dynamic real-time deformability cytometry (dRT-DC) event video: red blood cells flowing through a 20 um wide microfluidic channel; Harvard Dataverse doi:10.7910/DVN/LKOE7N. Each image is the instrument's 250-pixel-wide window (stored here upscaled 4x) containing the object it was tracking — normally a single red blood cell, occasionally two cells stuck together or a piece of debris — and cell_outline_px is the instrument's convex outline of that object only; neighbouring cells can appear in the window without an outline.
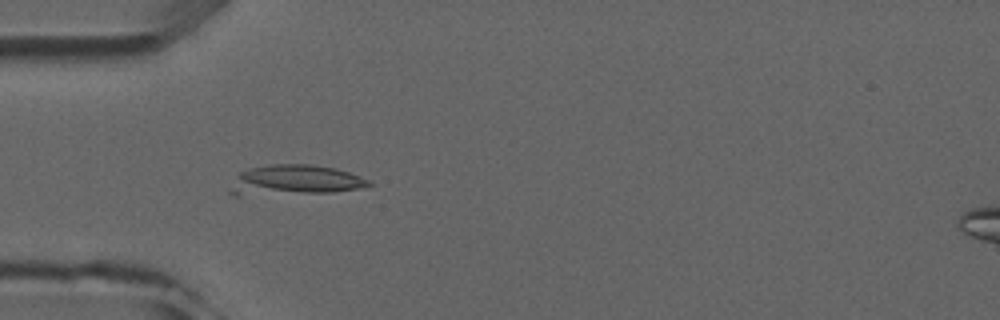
{"species": "common noctule bat (a hibernating species)", "species_latin": "Nyctalus noctula", "temperature_condition": "room temperature", "stored_images_in_passage": 7, "camera_frame_rate_fps": 3000, "um_per_image_px": 0.085, "animal": {"sex": "male", "forearm_length_mm": 52.5}, "frame": {"image": 1, "passage_image": 5, "time_ms": 4.667, "image_size_px": [1000, 320], "cell_outline_px": [[372, 184], [356, 188], [332, 192], [236, 196], [232, 196], [228, 192], [240, 172], [248, 168], [268, 164], [308, 164], [336, 168], [348, 172], [368, 180]], "centroid_in_image_um": [24.97, 15.31], "position_along_channel_um": 60.0, "area_um2": 24.28}}
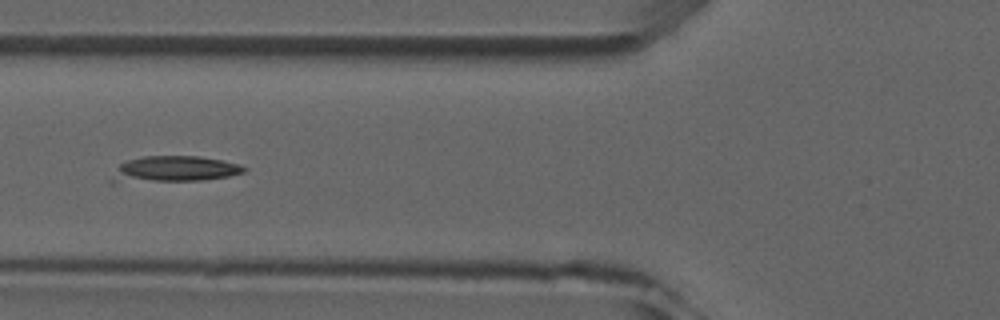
{"frame": {"image": 2, "passage_image": 6, "time_ms": 6.0, "image_size_px": [1000, 320], "cell_outline_px": [[248, 168], [244, 172], [228, 176], [204, 180], [112, 184], [108, 180], [120, 164], [128, 160], [144, 156], [200, 156], [240, 164]], "centroid_in_image_um": [14.71, 14.41], "position_along_channel_um": 111.1, "area_um2": 20.63}}
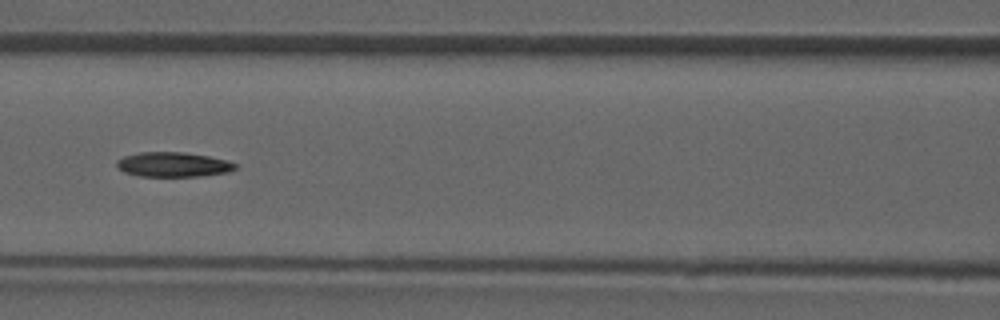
{"frame": {"image": 3, "passage_image": 7, "time_ms": 7.0, "image_size_px": [1000, 320], "cell_outline_px": [[236, 168], [228, 172], [204, 176], [140, 176], [124, 172], [116, 168], [116, 160], [124, 156], [140, 152], [184, 152], [208, 156], [228, 160], [236, 164]], "centroid_in_image_um": [14.7, 13.98], "position_along_channel_um": 151.9, "area_um2": 17.17}}